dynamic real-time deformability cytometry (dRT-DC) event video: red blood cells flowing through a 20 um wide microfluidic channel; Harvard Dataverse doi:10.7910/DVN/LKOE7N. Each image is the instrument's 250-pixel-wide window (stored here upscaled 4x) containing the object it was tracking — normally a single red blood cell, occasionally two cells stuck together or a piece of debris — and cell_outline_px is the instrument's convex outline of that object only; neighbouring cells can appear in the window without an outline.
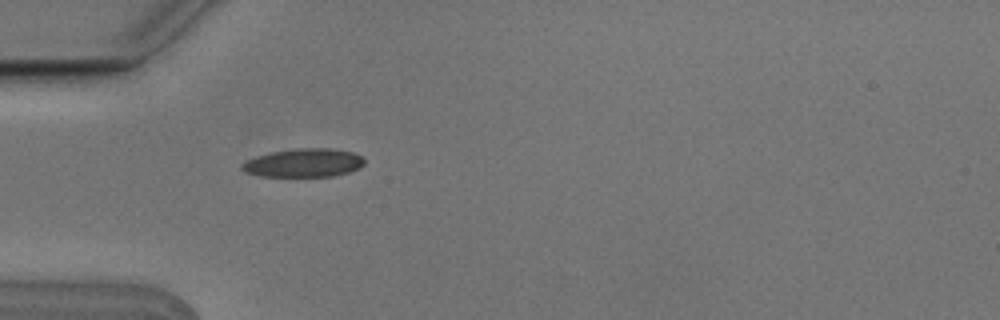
{"species": "Egyptian fruit bat (a non-hibernating species)", "species_latin": "Rousettus aegyptiacus", "temperature_condition": "cold", "stored_images_in_passage": 1, "camera_frame_rate_fps": 3000, "um_per_image_px": 0.085, "animal": {"sex": "male"}, "frame": {"image": 1, "passage_image": 1, "time_ms": 0.0, "image_size_px": [1000, 320], "cell_outline_px": [[364, 164], [360, 168], [348, 172], [332, 176], [260, 176], [244, 172], [240, 168], [240, 164], [256, 156], [272, 152], [296, 148], [332, 148], [352, 152], [360, 156], [364, 160]], "centroid_in_image_um": [25.8, 13.84], "position_along_channel_um": 59.2, "area_um2": 20.29}}